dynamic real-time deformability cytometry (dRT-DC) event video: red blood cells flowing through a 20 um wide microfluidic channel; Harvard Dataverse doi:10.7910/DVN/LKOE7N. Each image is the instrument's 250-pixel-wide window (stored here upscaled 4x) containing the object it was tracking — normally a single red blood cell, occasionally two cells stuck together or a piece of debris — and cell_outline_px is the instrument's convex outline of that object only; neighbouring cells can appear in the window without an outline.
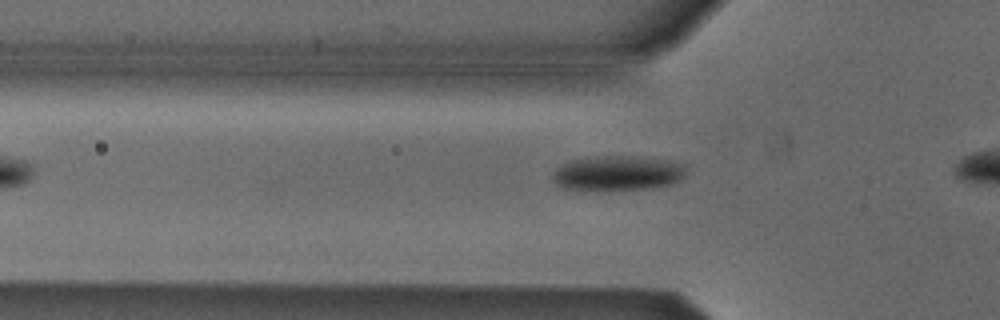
{"species": "Egyptian fruit bat (a non-hibernating species)", "species_latin": "Rousettus aegyptiacus", "temperature_condition": "cold", "stored_images_in_passage": 8, "camera_frame_rate_fps": 3000, "um_per_image_px": 0.085, "animal": {"sex": "male"}, "frame": {"image": 1, "passage_image": 2, "time_ms": 0.333, "image_size_px": [1000, 320], "cell_outline_px": [[684, 176], [680, 180], [672, 184], [648, 188], [564, 188], [556, 184], [552, 180], [552, 176], [564, 164], [572, 160], [596, 156], [620, 156], [668, 160], [684, 164]], "centroid_in_image_um": [52.54, 14.69], "position_along_channel_um": 73.3, "area_um2": 25.95}}
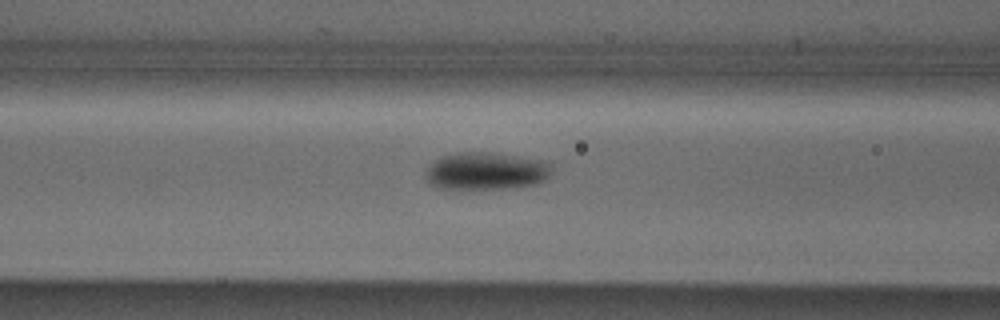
{"frame": {"image": 2, "passage_image": 6, "time_ms": 1.667, "image_size_px": [1000, 320], "cell_outline_px": [[552, 172], [544, 180], [536, 184], [508, 188], [444, 192], [432, 184], [428, 180], [428, 168], [440, 156], [456, 152], [496, 152], [544, 160], [552, 164]], "centroid_in_image_um": [41.32, 14.57], "position_along_channel_um": 125.3, "area_um2": 28.5}}